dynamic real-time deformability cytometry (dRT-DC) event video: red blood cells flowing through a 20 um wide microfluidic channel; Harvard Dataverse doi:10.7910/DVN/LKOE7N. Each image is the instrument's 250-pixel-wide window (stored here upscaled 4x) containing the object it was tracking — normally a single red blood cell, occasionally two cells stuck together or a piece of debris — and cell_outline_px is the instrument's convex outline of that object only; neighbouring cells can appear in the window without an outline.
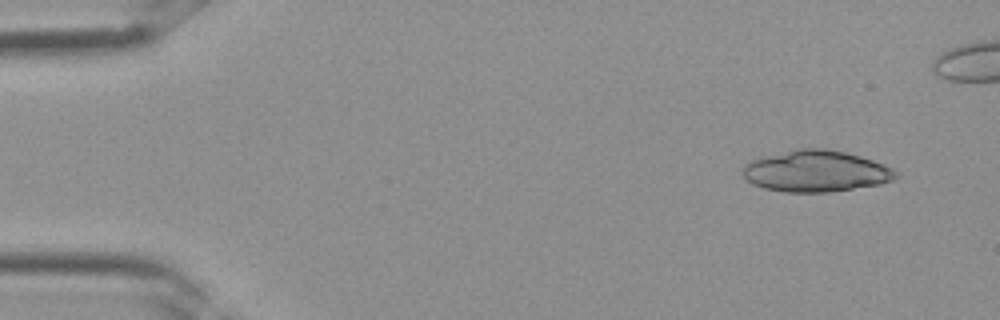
{"species": "Egyptian fruit bat (a non-hibernating species)", "species_latin": "Rousettus aegyptiacus", "temperature_condition": "room temperature", "stored_images_in_passage": 4, "camera_frame_rate_fps": 3000, "um_per_image_px": 0.085, "frame": {"image": 1, "passage_image": 1, "time_ms": 0.0, "image_size_px": [1000, 320], "cell_outline_px": [[900, 176], [896, 180], [880, 184], [828, 192], [784, 192], [764, 188], [752, 184], [740, 172], [744, 164], [752, 160], [764, 156], [796, 148], [828, 148], [860, 156], [884, 164], [892, 168]], "centroid_in_image_um": [69.35, 14.54], "position_along_channel_um": 15.6, "area_um2": 37.17}}